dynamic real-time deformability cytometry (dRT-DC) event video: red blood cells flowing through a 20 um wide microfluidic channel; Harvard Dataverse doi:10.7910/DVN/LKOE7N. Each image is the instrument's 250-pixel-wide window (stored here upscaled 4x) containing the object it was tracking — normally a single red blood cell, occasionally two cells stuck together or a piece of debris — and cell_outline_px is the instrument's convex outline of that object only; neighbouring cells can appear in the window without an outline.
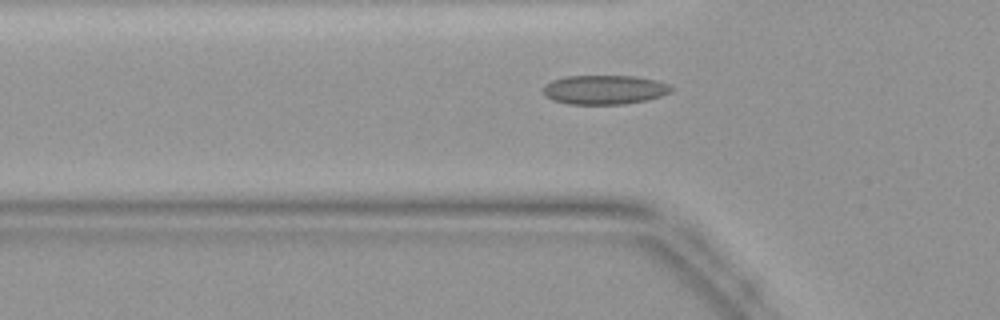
{"species": "common noctule bat (a hibernating species)", "species_latin": "Nyctalus noctula", "temperature_condition": "warm", "stored_images_in_passage": 38, "camera_frame_rate_fps": 3000, "um_per_image_px": 0.085, "animal": {"sex": "female", "body_mass_g": 19.9}, "frame": {"image": 1, "passage_image": 13, "time_ms": 4.0, "image_size_px": [1000, 320], "cell_outline_px": [[672, 92], [660, 96], [644, 100], [624, 104], [568, 104], [552, 100], [544, 96], [544, 84], [552, 80], [568, 76], [636, 76], [656, 80], [668, 84], [672, 88]], "centroid_in_image_um": [51.36, 7.62], "position_along_channel_um": 74.4, "area_um2": 21.79}}
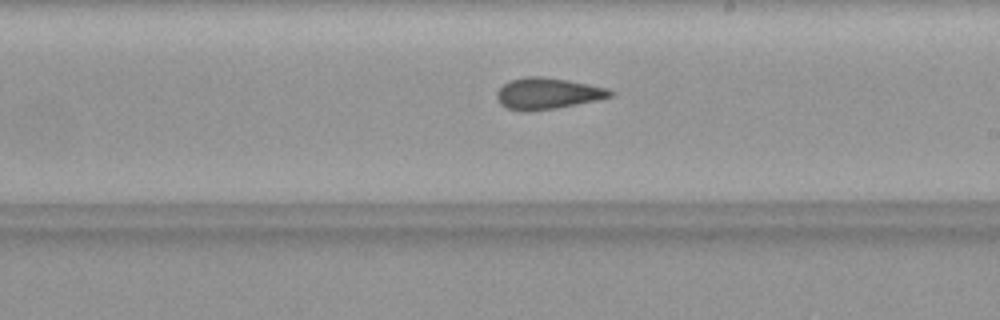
{"frame": {"image": 2, "passage_image": 24, "time_ms": 7.667, "image_size_px": [1000, 320], "cell_outline_px": [[616, 92], [612, 96], [596, 100], [556, 108], [524, 112], [508, 108], [500, 104], [496, 96], [496, 92], [504, 84], [512, 80], [528, 76], [540, 76], [568, 80], [608, 88]], "centroid_in_image_um": [46.55, 7.95], "position_along_channel_um": 242.5, "area_um2": 20.58}}
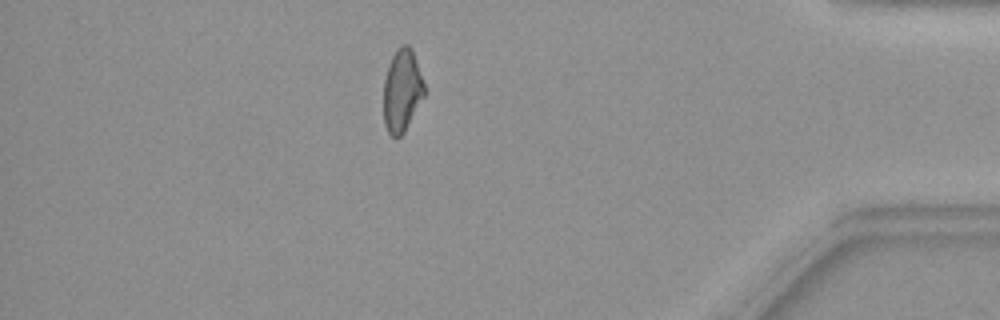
{"frame": {"image": 3, "passage_image": 37, "time_ms": 12.0, "image_size_px": [1000, 320], "cell_outline_px": [[424, 96], [404, 132], [396, 140], [388, 132], [384, 124], [384, 80], [388, 64], [392, 56], [400, 44], [408, 44], [412, 48], [424, 84]], "centroid_in_image_um": [34.16, 7.69], "position_along_channel_um": 401.0, "area_um2": 19.59}}